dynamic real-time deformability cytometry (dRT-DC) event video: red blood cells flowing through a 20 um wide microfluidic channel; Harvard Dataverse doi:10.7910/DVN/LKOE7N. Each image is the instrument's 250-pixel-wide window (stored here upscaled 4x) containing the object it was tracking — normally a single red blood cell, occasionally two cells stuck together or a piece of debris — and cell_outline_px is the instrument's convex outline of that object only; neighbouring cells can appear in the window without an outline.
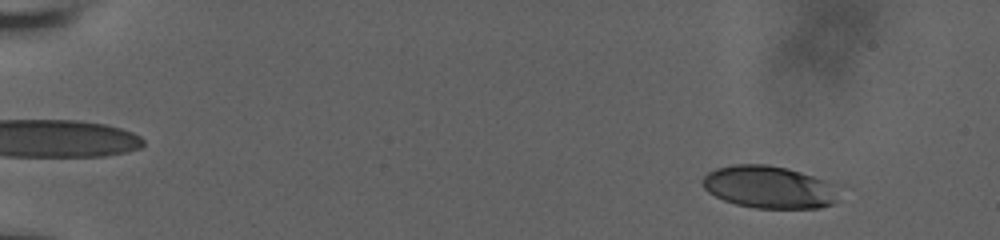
{"species": "human", "species_latin": "Homo sapiens", "temperature_condition": "room temperature", "stored_images_in_passage": 56, "camera_frame_rate_fps": 3000, "um_per_image_px": 0.085, "donor": {"sex": "male"}, "frame": {"image": 1, "passage_image": 5, "time_ms": 1.333, "image_size_px": [1000, 240], "cell_outline_px": [[836, 200], [832, 204], [820, 208], [756, 208], [736, 204], [724, 200], [708, 192], [704, 188], [700, 180], [708, 172], [716, 168], [732, 164], [768, 164], [788, 168], [824, 180], [832, 184]], "centroid_in_image_um": [65.29, 15.89], "position_along_channel_um": 19.7, "area_um2": 33.47}}
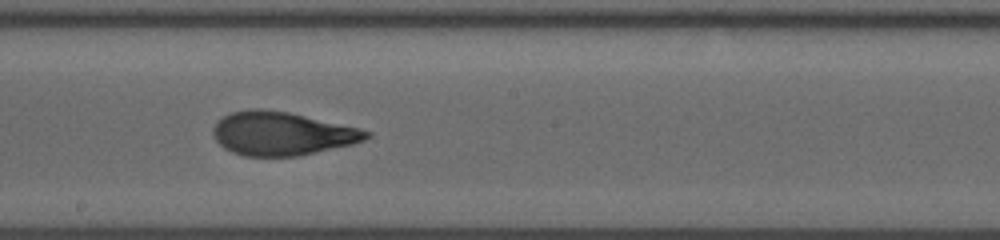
{"frame": {"image": 2, "passage_image": 33, "time_ms": 10.667, "image_size_px": [1000, 240], "cell_outline_px": [[372, 136], [364, 140], [352, 144], [296, 156], [244, 156], [232, 152], [224, 148], [216, 140], [212, 132], [212, 128], [216, 120], [232, 112], [252, 108], [264, 108], [288, 112], [360, 128], [372, 132]], "centroid_in_image_um": [23.94, 11.34], "position_along_channel_um": 224.3, "area_um2": 38.84}}
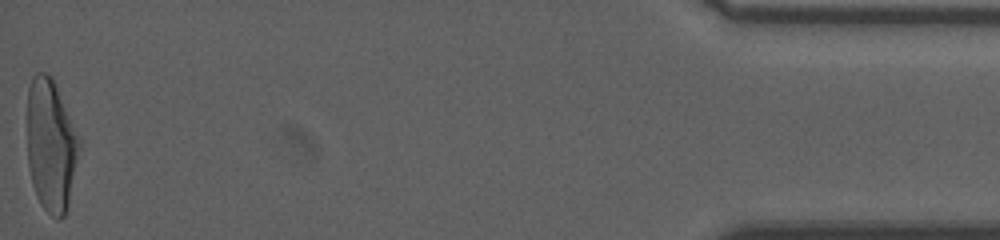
{"frame": {"image": 3, "passage_image": 56, "time_ms": 18.333, "image_size_px": [1000, 240], "cell_outline_px": [[80, 148], [68, 204], [64, 216], [60, 220], [56, 220], [40, 204], [36, 196], [32, 184], [28, 164], [28, 88], [36, 72], [44, 72], [52, 76], [80, 140]], "centroid_in_image_um": [4.32, 12.38], "position_along_channel_um": 430.9, "area_um2": 39.88}, "authors_computed_cell_mechanics": {"area_um2": 38.1191, "velocity_mm_per_s": 3.8031, "shape_relaxation_time_tau1_ms": 5.2438, "shape_relaxation_time_tau2_ms": 0.9346, "deformation_change_tau1": 0.2142, "deformation_change_tau2": 0.0784}}